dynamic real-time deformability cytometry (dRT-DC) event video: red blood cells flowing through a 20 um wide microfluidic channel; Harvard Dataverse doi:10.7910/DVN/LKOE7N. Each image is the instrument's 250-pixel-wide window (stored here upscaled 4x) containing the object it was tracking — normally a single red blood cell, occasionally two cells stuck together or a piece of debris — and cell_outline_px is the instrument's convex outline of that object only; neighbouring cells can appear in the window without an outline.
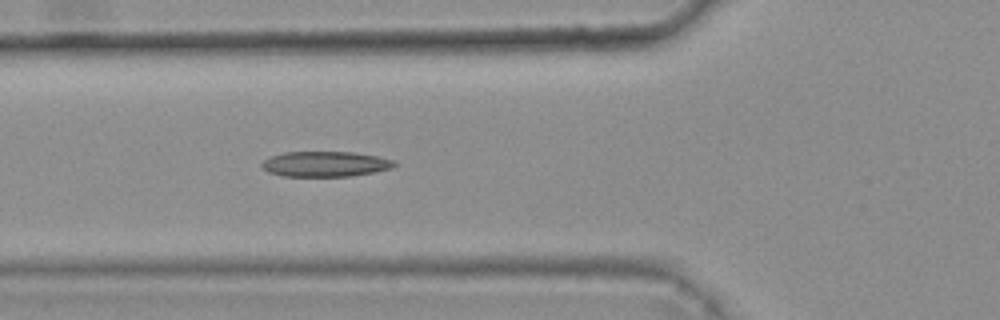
{"species": "common noctule bat (a hibernating species)", "species_latin": "Nyctalus noctula", "temperature_condition": "warm", "stored_images_in_passage": 5, "camera_frame_rate_fps": 3000, "um_per_image_px": 0.085, "animal": {"sex": "female", "body_mass_g": 25.1}, "frame": {"image": 1, "passage_image": 5, "time_ms": 1.333, "image_size_px": [1000, 320], "cell_outline_px": [[400, 164], [392, 168], [352, 176], [284, 176], [268, 172], [260, 164], [264, 160], [272, 156], [284, 152], [352, 152], [376, 156], [392, 160]], "centroid_in_image_um": [27.66, 13.94], "position_along_channel_um": 98.1, "area_um2": 19.42}}